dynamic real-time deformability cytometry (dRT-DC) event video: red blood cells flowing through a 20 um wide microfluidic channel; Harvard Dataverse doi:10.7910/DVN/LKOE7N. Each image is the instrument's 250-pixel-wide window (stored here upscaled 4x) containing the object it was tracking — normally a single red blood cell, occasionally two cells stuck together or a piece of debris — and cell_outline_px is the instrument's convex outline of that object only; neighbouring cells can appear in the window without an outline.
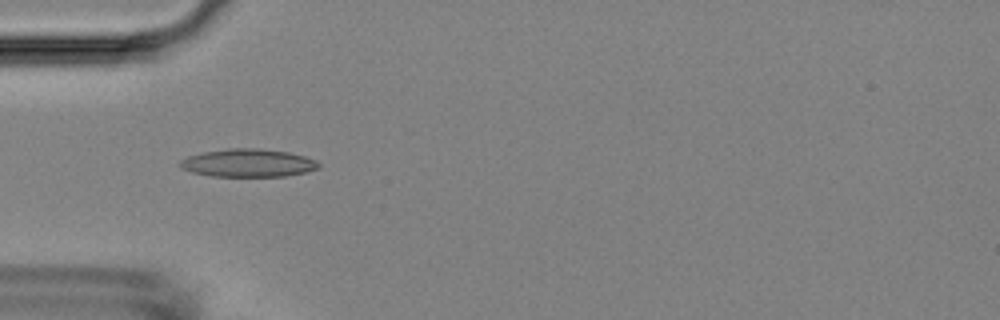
{"species": "Egyptian fruit bat (a non-hibernating species)", "species_latin": "Rousettus aegyptiacus", "temperature_condition": "room temperature", "stored_images_in_passage": 39, "camera_frame_rate_fps": 3000, "um_per_image_px": 0.085, "animal": {"sex": "female"}, "frame": {"image": 1, "passage_image": 14, "time_ms": 4.333, "image_size_px": [1000, 320], "cell_outline_px": [[320, 168], [304, 172], [284, 176], [212, 176], [192, 172], [180, 168], [180, 160], [188, 156], [204, 152], [228, 148], [256, 148], [288, 152], [304, 156], [316, 160], [320, 164]], "centroid_in_image_um": [21.08, 13.85], "position_along_channel_um": 63.9, "area_um2": 22.48}}
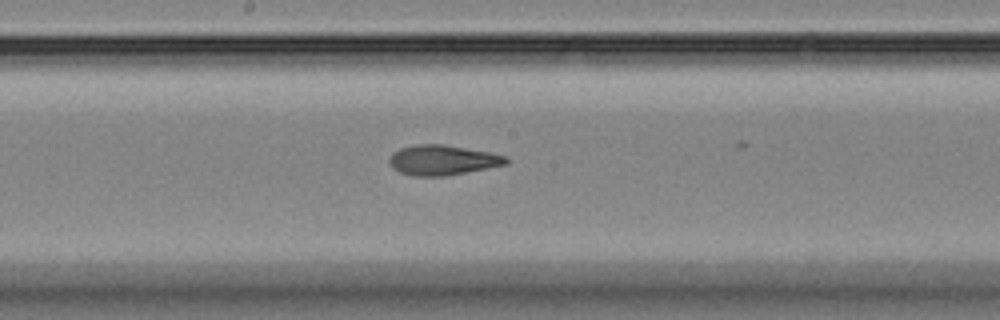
{"frame": {"image": 2, "passage_image": 26, "time_ms": 8.333, "image_size_px": [1000, 320], "cell_outline_px": [[508, 164], [448, 176], [412, 176], [400, 172], [392, 168], [388, 164], [388, 160], [392, 152], [400, 148], [416, 144], [444, 144], [488, 152], [504, 156], [508, 160]], "centroid_in_image_um": [37.56, 13.61], "position_along_channel_um": 210.6, "area_um2": 20.58}}
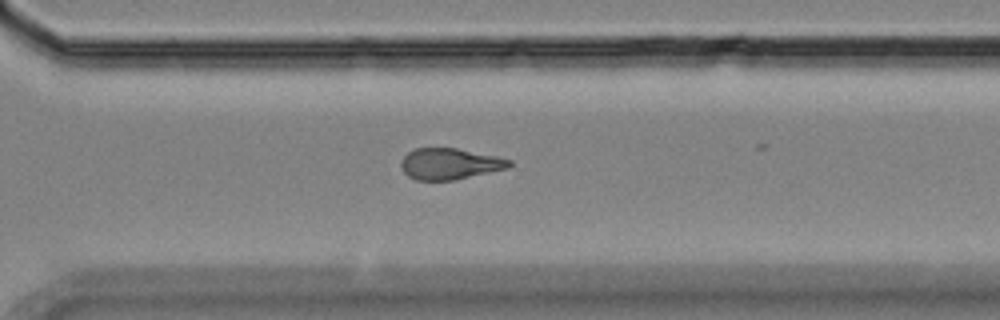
{"frame": {"image": 3, "passage_image": 36, "time_ms": 11.667, "image_size_px": [1000, 320], "cell_outline_px": [[512, 164], [508, 168], [456, 180], [416, 180], [408, 176], [400, 168], [400, 160], [408, 152], [416, 148], [456, 148], [496, 156], [512, 160]], "centroid_in_image_um": [38.21, 13.93], "position_along_channel_um": 332.4, "area_um2": 19.77}}